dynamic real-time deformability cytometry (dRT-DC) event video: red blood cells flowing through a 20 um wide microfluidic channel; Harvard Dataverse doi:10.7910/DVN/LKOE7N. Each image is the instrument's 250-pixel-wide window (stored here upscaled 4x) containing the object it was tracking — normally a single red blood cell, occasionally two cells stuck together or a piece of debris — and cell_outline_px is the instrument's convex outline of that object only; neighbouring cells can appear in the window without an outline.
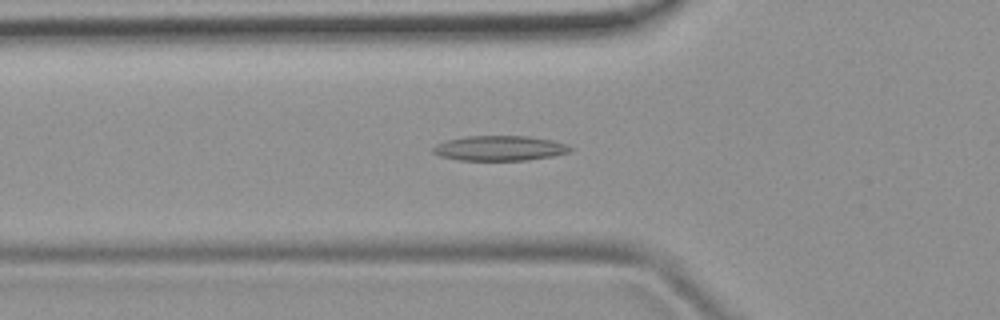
{"species": "common noctule bat (a hibernating species)", "species_latin": "Nyctalus noctula", "temperature_condition": "room temperature", "stored_images_in_passage": 47, "camera_frame_rate_fps": 3000, "um_per_image_px": 0.085, "animal": {"sex": "female", "body_mass_g": 19.9}, "frame": {"image": 1, "passage_image": 18, "time_ms": 5.667, "image_size_px": [1000, 320], "cell_outline_px": [[576, 148], [572, 152], [552, 156], [528, 160], [460, 160], [440, 156], [432, 152], [432, 148], [436, 144], [444, 140], [464, 136], [528, 136], [552, 140], [568, 144]], "centroid_in_image_um": [42.51, 12.59], "position_along_channel_um": 83.3, "area_um2": 20.29}}
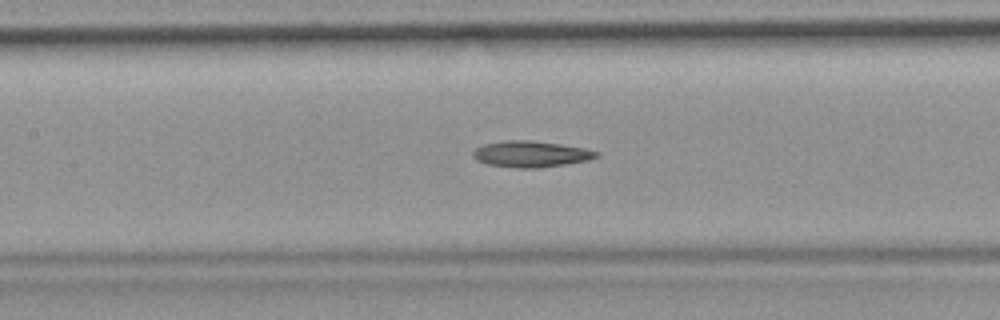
{"frame": {"image": 2, "passage_image": 24, "time_ms": 7.667, "image_size_px": [1000, 320], "cell_outline_px": [[600, 156], [588, 160], [540, 168], [516, 168], [488, 164], [476, 160], [472, 156], [472, 152], [476, 148], [484, 144], [504, 140], [532, 140], [560, 144], [584, 148], [600, 152]], "centroid_in_image_um": [45.12, 13.09], "position_along_channel_um": 162.3, "area_um2": 18.9}}
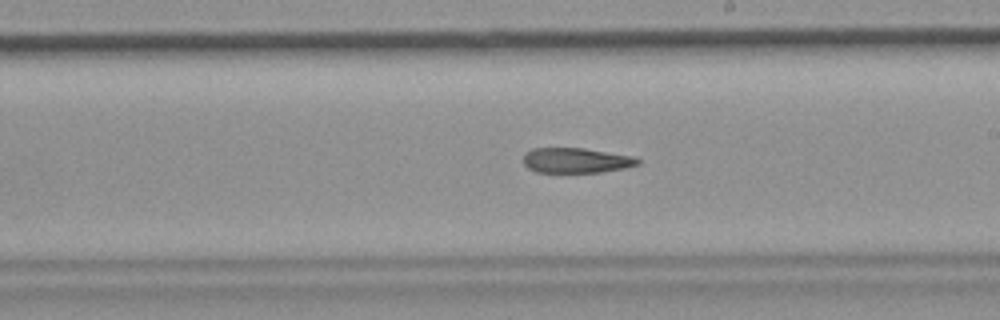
{"frame": {"image": 3, "passage_image": 30, "time_ms": 9.667, "image_size_px": [1000, 320], "cell_outline_px": [[640, 164], [628, 168], [600, 172], [536, 172], [528, 168], [524, 164], [524, 152], [532, 148], [584, 148], [632, 156], [640, 160]], "centroid_in_image_um": [48.97, 13.63], "position_along_channel_um": 240.0, "area_um2": 16.82}}